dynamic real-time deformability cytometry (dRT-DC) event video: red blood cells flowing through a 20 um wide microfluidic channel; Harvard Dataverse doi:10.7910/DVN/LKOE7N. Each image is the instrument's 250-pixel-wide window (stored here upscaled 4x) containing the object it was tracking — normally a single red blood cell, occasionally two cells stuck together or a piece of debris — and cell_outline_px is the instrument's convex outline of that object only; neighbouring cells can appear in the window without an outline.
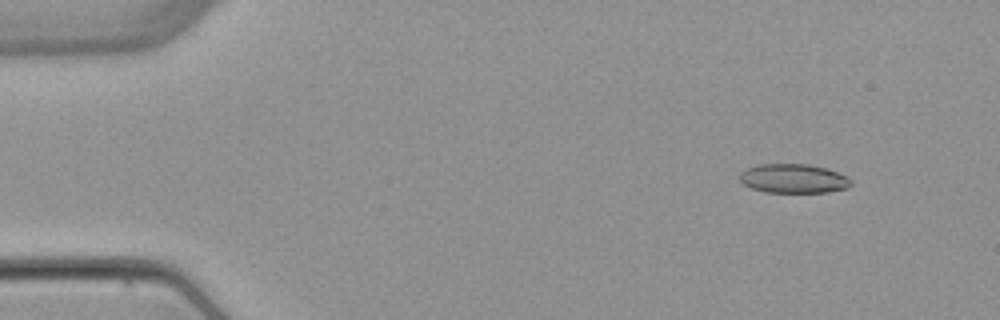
{"species": "common noctule bat (a hibernating species)", "species_latin": "Nyctalus noctula", "temperature_condition": "warm", "stored_images_in_passage": 7, "camera_frame_rate_fps": 3000, "um_per_image_px": 0.085, "animal": {"sex": "female", "body_mass_g": 22.7, "forearm_length_mm": 54.2}, "frame": {"image": 1, "passage_image": 1, "time_ms": 0.0, "image_size_px": [1000, 320], "cell_outline_px": [[852, 184], [848, 188], [828, 192], [764, 192], [752, 188], [744, 184], [740, 180], [740, 172], [744, 168], [756, 164], [808, 164], [824, 168], [848, 176], [852, 180]], "centroid_in_image_um": [67.43, 15.17], "position_along_channel_um": 17.6, "area_um2": 19.02}}
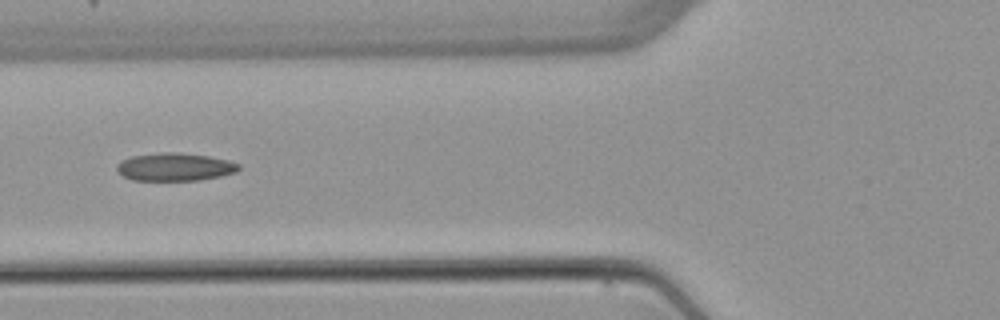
{"frame": {"image": 2, "passage_image": 5, "time_ms": 5.0, "image_size_px": [1000, 320], "cell_outline_px": [[240, 168], [236, 172], [220, 176], [200, 180], [132, 180], [116, 172], [116, 164], [120, 160], [132, 156], [160, 152], [180, 152], [208, 156], [228, 160], [240, 164]], "centroid_in_image_um": [14.83, 14.18], "position_along_channel_um": 111.0, "area_um2": 20.0}}
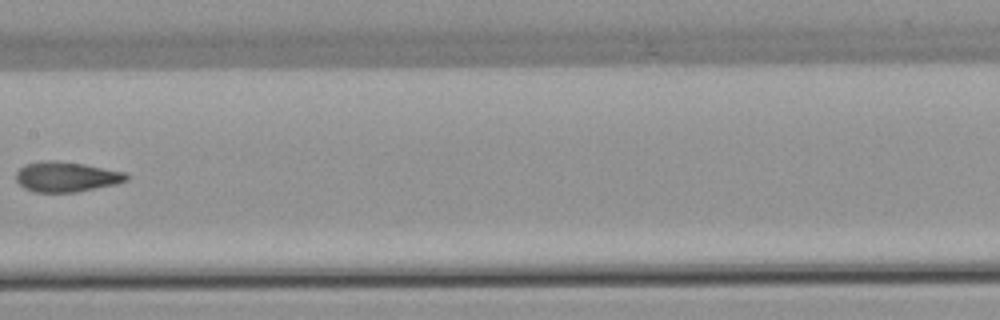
{"frame": {"image": 3, "passage_image": 7, "time_ms": 7.333, "image_size_px": [1000, 320], "cell_outline_px": [[128, 180], [116, 184], [76, 192], [36, 192], [24, 188], [16, 180], [16, 172], [24, 164], [40, 160], [56, 160], [84, 164], [124, 172], [128, 176]], "centroid_in_image_um": [5.61, 15.01], "position_along_channel_um": 201.8, "area_um2": 19.42}}